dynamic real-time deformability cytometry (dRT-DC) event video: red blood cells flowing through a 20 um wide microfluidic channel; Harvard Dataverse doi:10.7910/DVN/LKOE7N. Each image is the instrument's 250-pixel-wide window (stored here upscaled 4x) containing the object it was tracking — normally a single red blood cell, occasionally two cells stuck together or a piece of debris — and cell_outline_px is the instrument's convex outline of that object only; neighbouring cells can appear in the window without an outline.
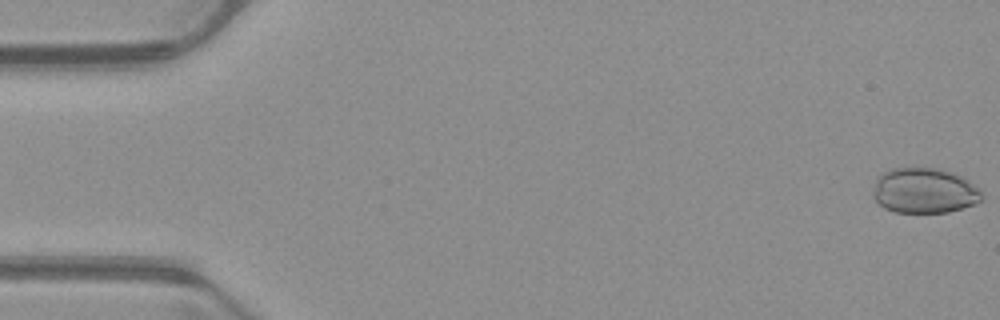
{"species": "common noctule bat (a hibernating species)", "species_latin": "Nyctalus noctula", "temperature_condition": "warm", "stored_images_in_passage": 52, "camera_frame_rate_fps": 3000, "um_per_image_px": 0.085, "animal": {"sex": "male", "body_mass_g": 23.1, "forearm_length_mm": 52.7}, "frame": {"image": 1, "passage_image": 1, "time_ms": 0.0, "image_size_px": [1000, 320], "cell_outline_px": [[980, 200], [972, 204], [948, 212], [896, 212], [884, 208], [872, 196], [872, 192], [876, 180], [884, 172], [892, 168], [936, 168], [952, 172], [968, 180], [980, 192]], "centroid_in_image_um": [78.51, 16.2], "position_along_channel_um": 6.5, "area_um2": 28.21}}
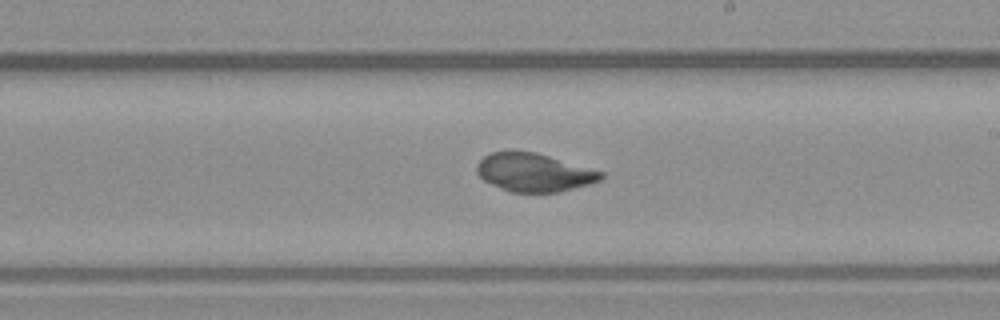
{"frame": {"image": 2, "passage_image": 30, "time_ms": 9.667, "image_size_px": [1000, 320], "cell_outline_px": [[604, 176], [600, 180], [588, 184], [560, 192], [508, 192], [484, 180], [476, 172], [476, 164], [488, 152], [536, 152], [604, 172]], "centroid_in_image_um": [45.38, 14.66], "position_along_channel_um": 243.6, "area_um2": 27.51}}
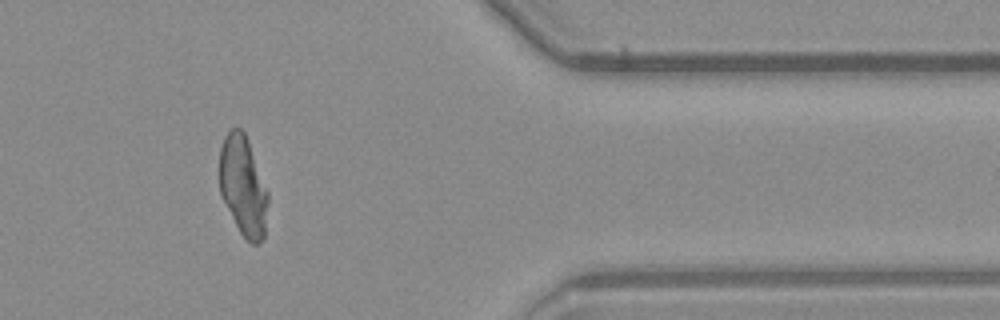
{"frame": {"image": 3, "passage_image": 43, "time_ms": 14.0, "image_size_px": [1000, 320], "cell_outline_px": [[268, 204], [264, 236], [256, 244], [252, 244], [240, 232], [220, 196], [220, 148], [224, 136], [232, 128], [240, 128], [244, 132], [248, 140], [268, 192]], "centroid_in_image_um": [20.66, 15.8], "position_along_channel_um": 390.7, "area_um2": 28.03}}